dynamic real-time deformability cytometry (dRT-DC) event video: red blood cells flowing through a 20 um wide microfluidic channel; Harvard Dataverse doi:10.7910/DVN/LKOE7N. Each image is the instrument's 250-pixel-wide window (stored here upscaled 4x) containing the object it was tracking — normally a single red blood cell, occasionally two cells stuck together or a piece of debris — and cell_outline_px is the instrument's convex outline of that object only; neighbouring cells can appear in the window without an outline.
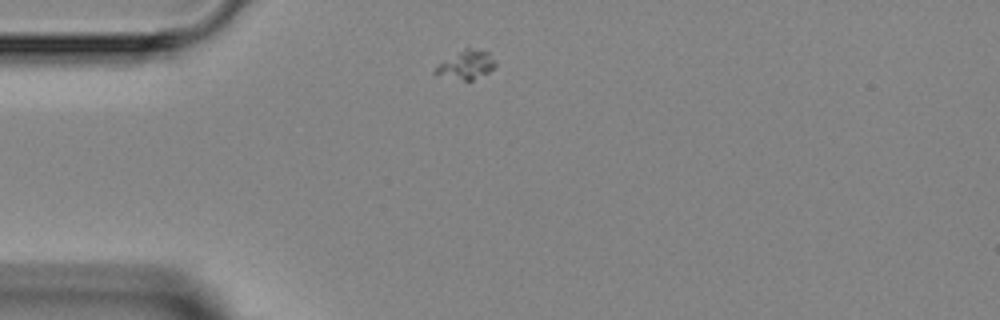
{"species": "Egyptian fruit bat (a non-hibernating species)", "species_latin": "Rousettus aegyptiacus", "temperature_condition": "room temperature", "stored_images_in_passage": 1, "camera_frame_rate_fps": 3000, "um_per_image_px": 0.085, "animal": {"sex": "female"}, "frame": {"image": 1, "passage_image": 1, "time_ms": 0.0, "image_size_px": [1000, 320], "cell_outline_px": [[496, 64], [488, 72], [472, 80], [464, 80], [436, 76], [432, 72], [440, 64], [468, 44], [488, 52], [496, 60]], "centroid_in_image_um": [39.64, 5.47], "position_along_channel_um": 45.4, "area_um2": 10.23}}